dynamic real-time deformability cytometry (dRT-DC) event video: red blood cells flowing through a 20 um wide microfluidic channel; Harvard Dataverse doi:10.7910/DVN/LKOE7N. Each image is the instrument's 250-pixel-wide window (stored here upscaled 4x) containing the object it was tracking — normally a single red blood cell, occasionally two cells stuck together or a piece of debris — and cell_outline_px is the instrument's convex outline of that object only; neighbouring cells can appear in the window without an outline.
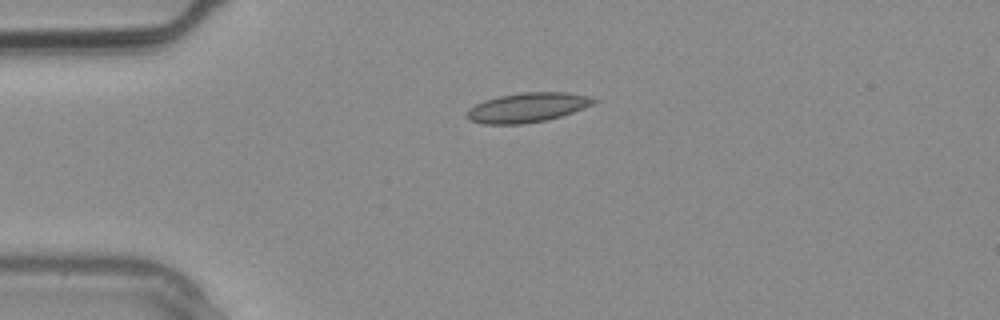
{"species": "common noctule bat (a hibernating species)", "species_latin": "Nyctalus noctula", "temperature_condition": "warm", "stored_images_in_passage": 2, "camera_frame_rate_fps": 3000, "um_per_image_px": 0.085, "animal": {"sex": "male", "body_mass_g": 20.4}, "frame": {"image": 1, "passage_image": 2, "time_ms": 0.333, "image_size_px": [1000, 320], "cell_outline_px": [[600, 100], [584, 108], [560, 116], [544, 120], [520, 124], [484, 124], [468, 120], [464, 116], [468, 108], [484, 100], [500, 96], [524, 92], [568, 92], [592, 96]], "centroid_in_image_um": [44.82, 9.13], "position_along_channel_um": 40.2, "area_um2": 21.91}}